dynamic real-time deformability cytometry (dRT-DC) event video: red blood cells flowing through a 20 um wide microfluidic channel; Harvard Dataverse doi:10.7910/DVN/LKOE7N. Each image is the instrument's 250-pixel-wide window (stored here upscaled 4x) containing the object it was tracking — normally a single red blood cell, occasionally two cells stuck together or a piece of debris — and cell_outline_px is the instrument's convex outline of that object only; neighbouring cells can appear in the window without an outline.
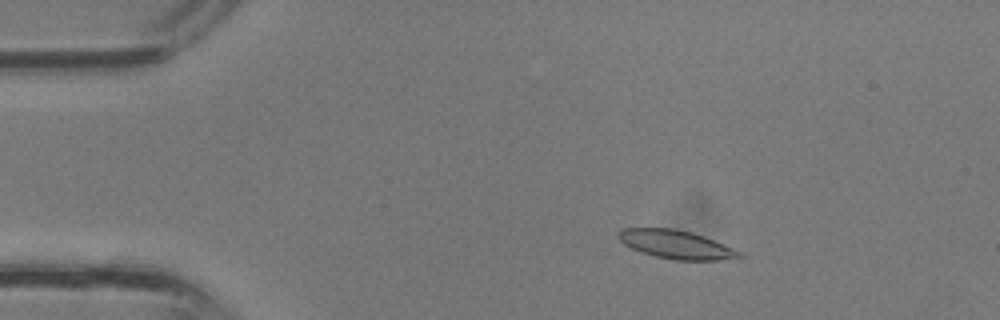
{"species": "common noctule bat (a hibernating species)", "species_latin": "Nyctalus noctula", "temperature_condition": "room temperature", "stored_images_in_passage": 23, "camera_frame_rate_fps": 3000, "um_per_image_px": 0.085, "animal": {"sex": "male", "body_mass_g": 13.3}, "frame": {"image": 1, "passage_image": 6, "time_ms": 1.667, "image_size_px": [1000, 320], "cell_outline_px": [[744, 256], [720, 260], [672, 260], [656, 256], [632, 248], [624, 244], [616, 236], [616, 232], [624, 228], [672, 228], [692, 232], [704, 236], [732, 248], [740, 252]], "centroid_in_image_um": [57.43, 20.77], "position_along_channel_um": 27.6, "area_um2": 19.88}}
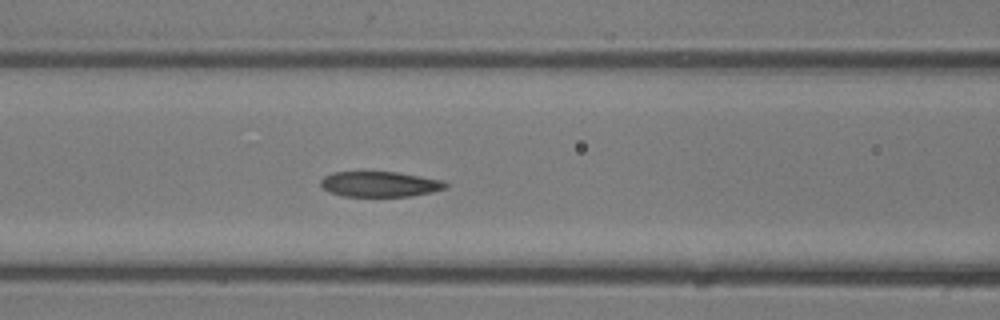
{"frame": {"image": 2, "passage_image": 15, "time_ms": 4.667, "image_size_px": [1000, 320], "cell_outline_px": [[448, 188], [432, 192], [408, 196], [344, 196], [328, 192], [320, 184], [320, 180], [324, 176], [332, 172], [396, 172], [420, 176], [440, 180], [448, 184]], "centroid_in_image_um": [32.26, 15.65], "position_along_channel_um": 134.3, "area_um2": 18.38}}
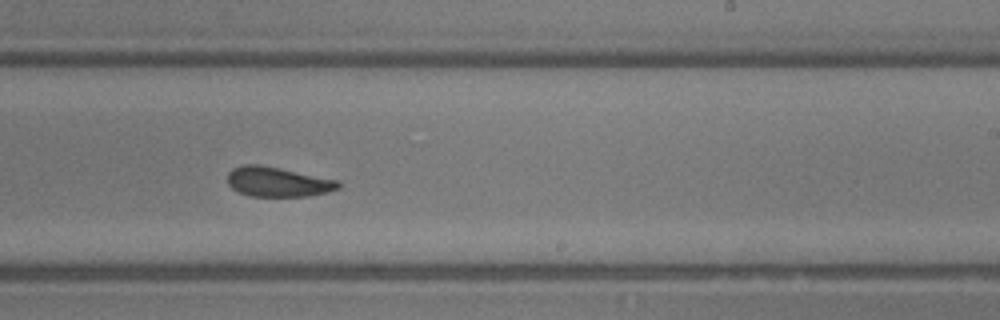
{"frame": {"image": 3, "passage_image": 22, "time_ms": 7.0, "image_size_px": [1000, 320], "cell_outline_px": [[340, 188], [328, 192], [308, 196], [252, 196], [240, 192], [232, 188], [228, 184], [228, 172], [232, 168], [244, 164], [260, 164], [340, 180]], "centroid_in_image_um": [23.63, 15.45], "position_along_channel_um": 265.4, "area_um2": 19.31}}